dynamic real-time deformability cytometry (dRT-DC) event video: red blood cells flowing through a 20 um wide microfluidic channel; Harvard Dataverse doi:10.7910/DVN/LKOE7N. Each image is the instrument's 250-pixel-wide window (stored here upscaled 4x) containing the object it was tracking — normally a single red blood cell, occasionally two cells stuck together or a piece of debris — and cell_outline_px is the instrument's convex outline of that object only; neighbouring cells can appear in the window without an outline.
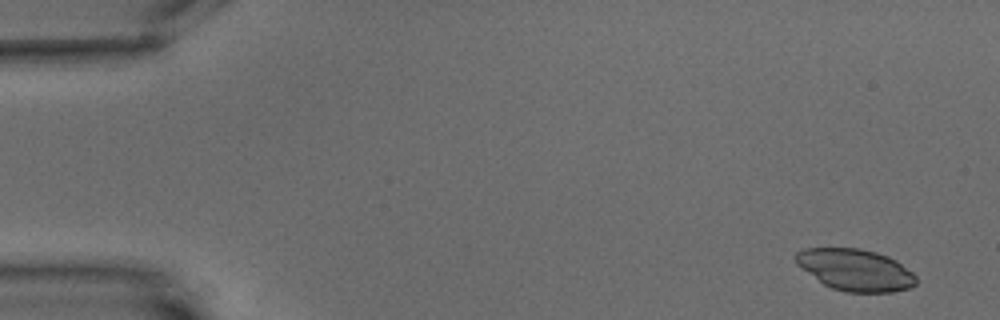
{"species": "common noctule bat (a hibernating species)", "species_latin": "Nyctalus noctula", "temperature_condition": "warm", "stored_images_in_passage": 5, "camera_frame_rate_fps": 3000, "um_per_image_px": 0.085, "animal": {"sex": "male", "body_mass_g": 15.6}, "frame": {"image": 1, "passage_image": 1, "time_ms": 0.0, "image_size_px": [1000, 320], "cell_outline_px": [[916, 284], [908, 288], [892, 292], [844, 292], [832, 288], [824, 284], [796, 264], [796, 252], [804, 248], [860, 248], [876, 252], [888, 256], [896, 260], [912, 272], [916, 276]], "centroid_in_image_um": [72.71, 22.93], "position_along_channel_um": 12.3, "area_um2": 29.13}}
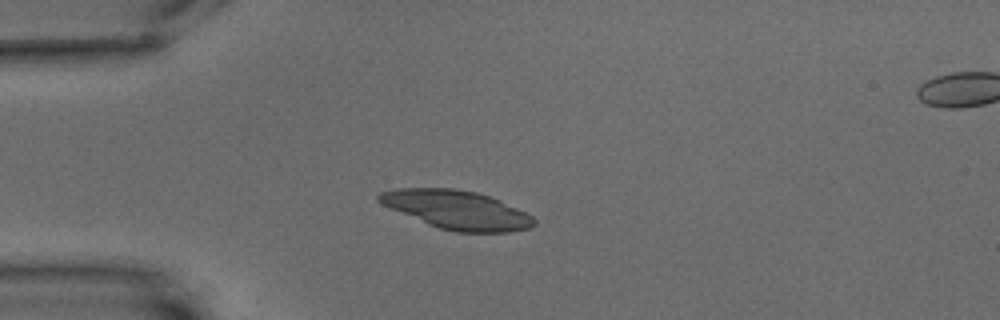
{"frame": {"image": 2, "passage_image": 4, "time_ms": 4.333, "image_size_px": [1000, 320], "cell_outline_px": [[536, 224], [528, 228], [508, 232], [456, 232], [440, 228], [428, 224], [392, 208], [376, 200], [376, 196], [380, 192], [396, 188], [452, 188], [476, 192], [500, 200], [532, 216], [536, 220]], "centroid_in_image_um": [38.84, 17.83], "position_along_channel_um": 46.2, "area_um2": 34.45}}